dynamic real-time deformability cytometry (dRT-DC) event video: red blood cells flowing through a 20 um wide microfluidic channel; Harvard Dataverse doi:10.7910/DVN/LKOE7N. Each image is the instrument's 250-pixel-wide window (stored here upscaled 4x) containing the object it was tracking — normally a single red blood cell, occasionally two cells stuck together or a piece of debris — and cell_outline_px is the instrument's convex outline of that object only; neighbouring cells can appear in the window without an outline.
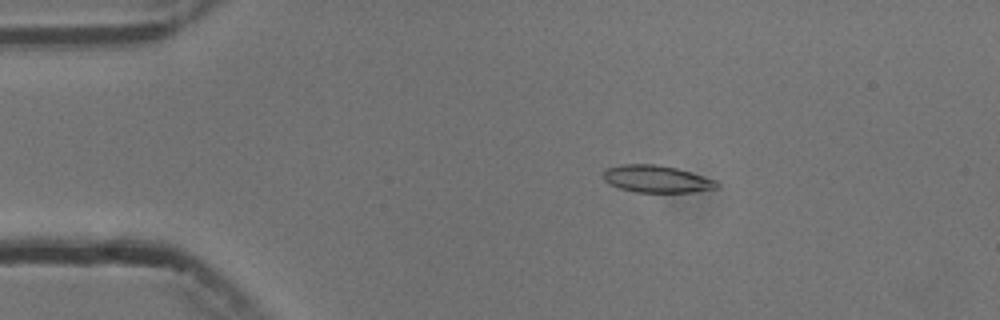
{"species": "common noctule bat (a hibernating species)", "species_latin": "Nyctalus noctula", "temperature_condition": "cold", "stored_images_in_passage": 9, "camera_frame_rate_fps": 3000, "um_per_image_px": 0.085, "animal": {"sex": "male", "body_mass_g": 13.3}, "frame": {"image": 1, "passage_image": 3, "time_ms": 3.0, "image_size_px": [1000, 320], "cell_outline_px": [[720, 188], [692, 192], [636, 192], [620, 188], [608, 184], [604, 180], [604, 172], [608, 168], [620, 164], [656, 164], [676, 168], [716, 180], [720, 184]], "centroid_in_image_um": [55.83, 15.22], "position_along_channel_um": 29.2, "area_um2": 17.98}}
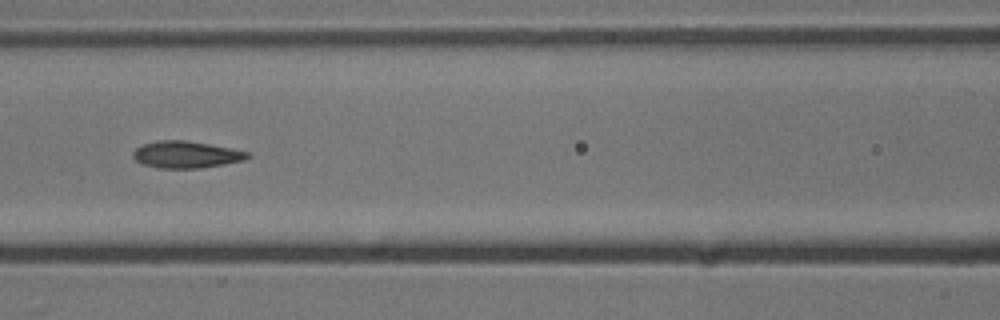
{"frame": {"image": 2, "passage_image": 7, "time_ms": 7.667, "image_size_px": [1000, 320], "cell_outline_px": [[252, 156], [244, 160], [224, 164], [200, 168], [160, 168], [144, 164], [136, 160], [132, 156], [132, 152], [136, 148], [144, 144], [160, 140], [184, 140], [208, 144], [252, 152]], "centroid_in_image_um": [15.86, 13.14], "position_along_channel_um": 150.7, "area_um2": 17.86}}
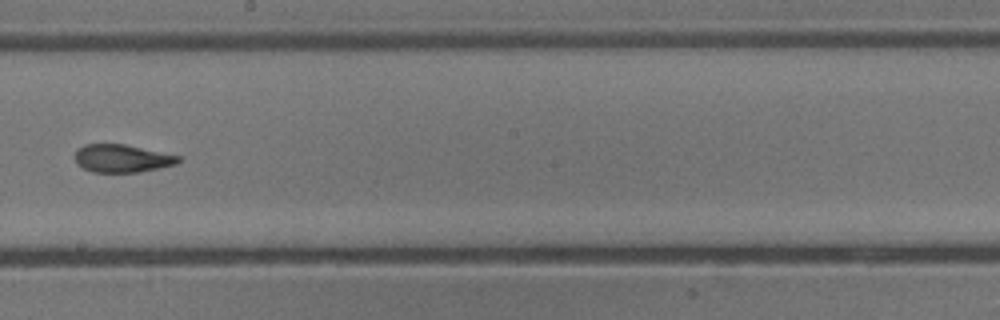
{"frame": {"image": 3, "passage_image": 9, "time_ms": 10.0, "image_size_px": [1000, 320], "cell_outline_px": [[180, 160], [176, 164], [160, 168], [140, 172], [92, 172], [76, 164], [76, 152], [84, 144], [124, 144], [180, 156]], "centroid_in_image_um": [10.38, 13.47], "position_along_channel_um": 237.8, "area_um2": 16.65}}